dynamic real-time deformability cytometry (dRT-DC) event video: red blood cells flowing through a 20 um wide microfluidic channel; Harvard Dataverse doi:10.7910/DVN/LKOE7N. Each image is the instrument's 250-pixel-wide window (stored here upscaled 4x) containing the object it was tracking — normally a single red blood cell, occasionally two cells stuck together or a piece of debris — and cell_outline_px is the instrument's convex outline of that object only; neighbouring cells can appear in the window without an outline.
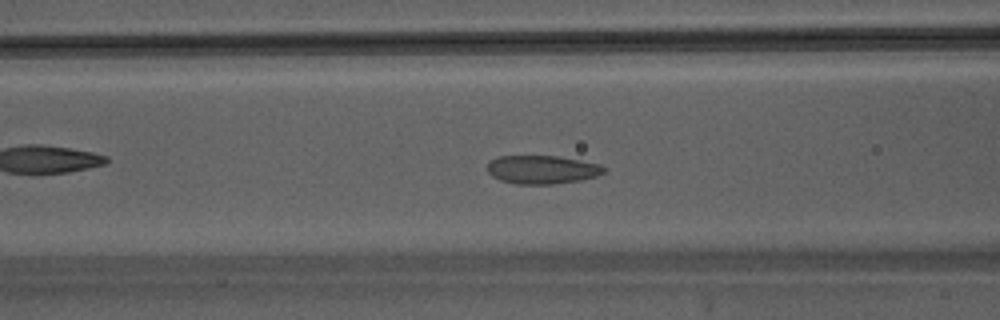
{"species": "Egyptian fruit bat (a non-hibernating species)", "species_latin": "Rousettus aegyptiacus", "temperature_condition": "warm", "stored_images_in_passage": 46, "camera_frame_rate_fps": 3000, "um_per_image_px": 0.085, "animal": {"sex": "male"}, "frame": {"image": 1, "passage_image": 18, "time_ms": 5.667, "image_size_px": [1000, 320], "cell_outline_px": [[608, 168], [604, 172], [596, 176], [580, 180], [552, 184], [516, 184], [500, 180], [492, 176], [488, 172], [488, 160], [496, 156], [560, 156], [600, 164]], "centroid_in_image_um": [46.07, 14.41], "position_along_channel_um": 120.5, "area_um2": 19.48}}
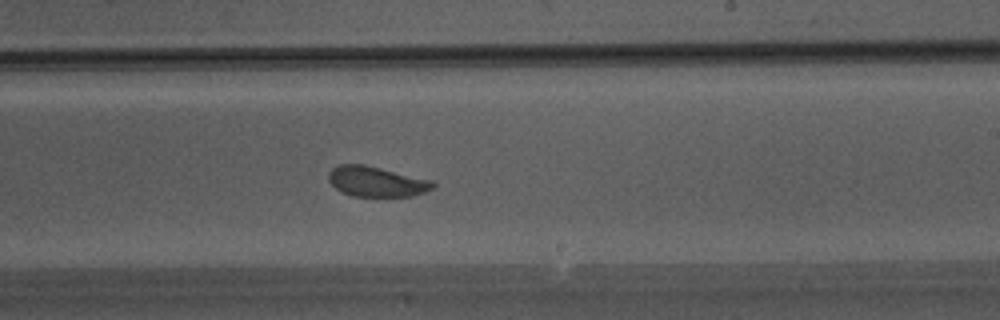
{"frame": {"image": 2, "passage_image": 27, "time_ms": 8.667, "image_size_px": [1000, 320], "cell_outline_px": [[436, 184], [432, 188], [424, 192], [412, 196], [352, 196], [340, 192], [328, 180], [328, 176], [332, 168], [340, 164], [364, 164], [432, 180]], "centroid_in_image_um": [31.98, 15.43], "position_along_channel_um": 257.0, "area_um2": 18.32}}
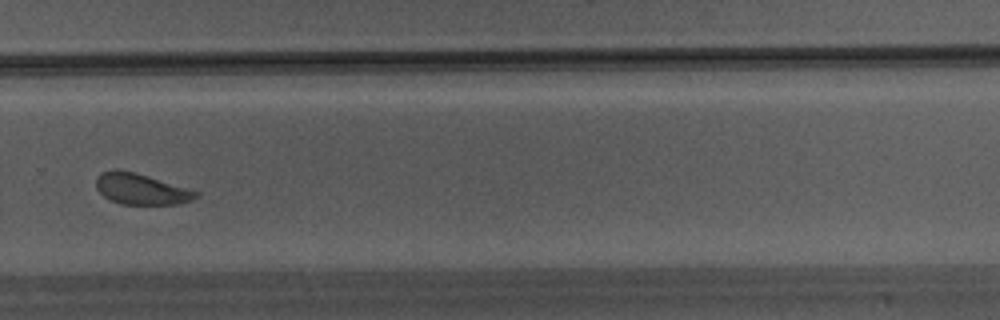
{"frame": {"image": 3, "passage_image": 31, "time_ms": 10.0, "image_size_px": [1000, 320], "cell_outline_px": [[200, 192], [192, 200], [180, 204], [120, 204], [104, 196], [96, 188], [96, 176], [104, 172], [116, 168], [136, 172]], "centroid_in_image_um": [11.98, 16.06], "position_along_channel_um": 317.8, "area_um2": 17.98}}